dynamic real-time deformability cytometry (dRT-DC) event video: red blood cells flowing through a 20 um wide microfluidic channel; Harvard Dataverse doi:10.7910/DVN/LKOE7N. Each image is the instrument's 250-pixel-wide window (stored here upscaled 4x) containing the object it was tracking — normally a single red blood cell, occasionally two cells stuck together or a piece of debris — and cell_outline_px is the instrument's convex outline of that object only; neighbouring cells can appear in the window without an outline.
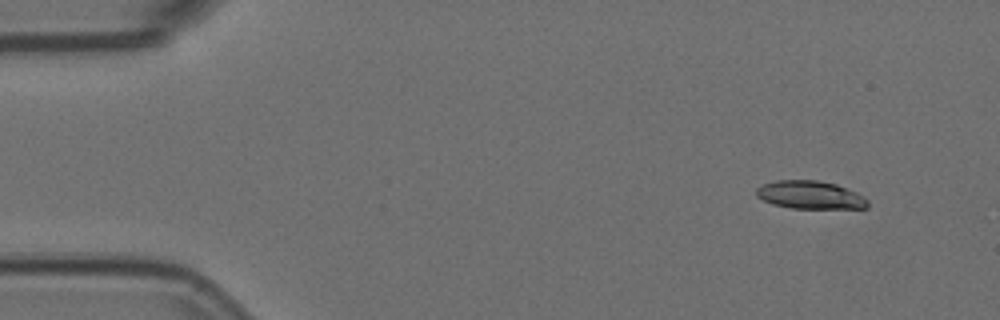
{"species": "Egyptian fruit bat (a non-hibernating species)", "species_latin": "Rousettus aegyptiacus", "temperature_condition": "room temperature", "stored_images_in_passage": 4, "camera_frame_rate_fps": 3000, "um_per_image_px": 0.085, "animal": {"sex": "female"}, "frame": {"image": 1, "passage_image": 1, "time_ms": 0.0, "image_size_px": [1000, 320], "cell_outline_px": [[868, 208], [792, 208], [772, 204], [756, 196], [756, 188], [764, 184], [776, 180], [816, 180], [836, 184], [848, 188], [864, 196], [868, 200]], "centroid_in_image_um": [68.88, 16.57], "position_along_channel_um": 16.1, "area_um2": 18.21}}
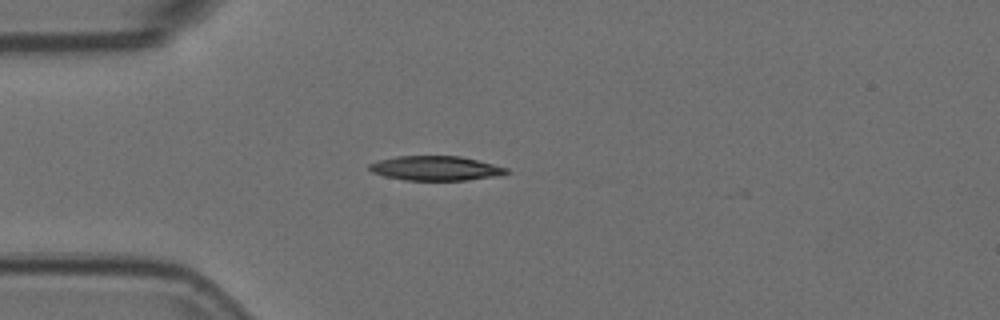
{"frame": {"image": 2, "passage_image": 4, "time_ms": 1.0, "image_size_px": [1000, 320], "cell_outline_px": [[508, 172], [504, 176], [468, 180], [404, 180], [384, 176], [372, 172], [368, 168], [368, 164], [380, 160], [396, 156], [460, 156], [508, 168]], "centroid_in_image_um": [37.05, 14.31], "position_along_channel_um": 47.9, "area_um2": 19.65}}